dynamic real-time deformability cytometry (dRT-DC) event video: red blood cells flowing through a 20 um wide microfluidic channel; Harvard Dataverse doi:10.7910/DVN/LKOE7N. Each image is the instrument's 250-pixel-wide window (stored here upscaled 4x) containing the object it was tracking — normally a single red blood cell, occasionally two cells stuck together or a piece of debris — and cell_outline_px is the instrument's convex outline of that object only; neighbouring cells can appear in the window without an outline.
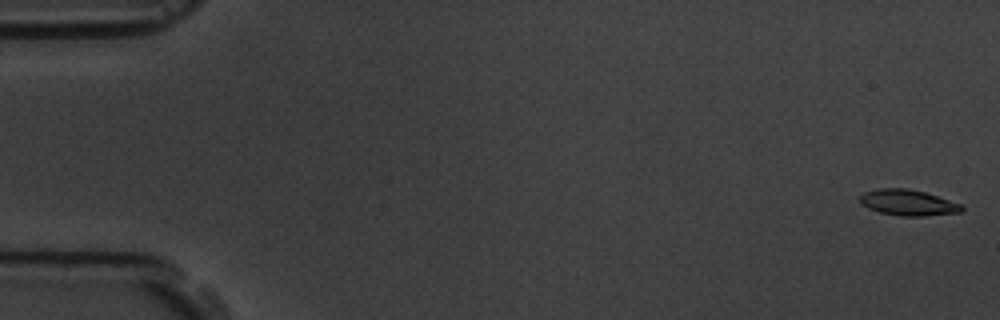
{"species": "common noctule bat (a hibernating species)", "species_latin": "Nyctalus noctula", "temperature_condition": "room temperature", "stored_images_in_passage": 10, "camera_frame_rate_fps": 3000, "um_per_image_px": 0.085, "animal": {"sex": "male", "body_mass_g": 19.5, "forearm_length_mm": 54.6}, "frame": {"image": 1, "passage_image": 1, "time_ms": 0.0, "image_size_px": [1000, 320], "cell_outline_px": [[964, 212], [924, 216], [900, 216], [880, 212], [868, 208], [860, 204], [860, 196], [864, 192], [880, 188], [908, 188], [924, 192], [964, 204]], "centroid_in_image_um": [77.22, 17.23], "position_along_channel_um": 7.8, "area_um2": 15.55}}
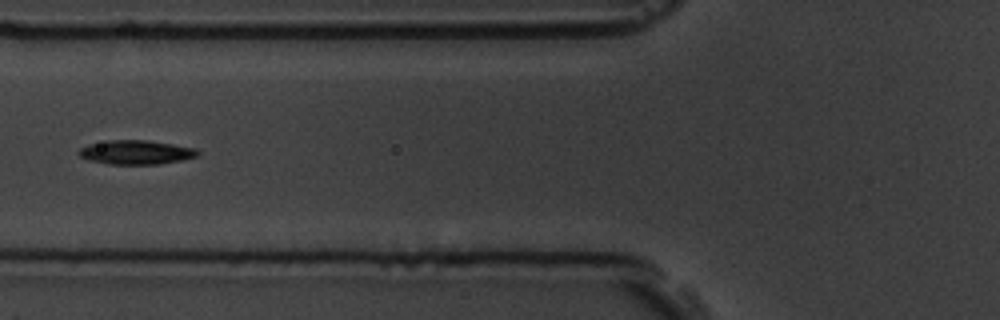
{"frame": {"image": 2, "passage_image": 7, "time_ms": 7.0, "image_size_px": [1000, 320], "cell_outline_px": [[200, 152], [196, 156], [180, 160], [160, 164], [108, 164], [88, 160], [80, 156], [76, 152], [80, 148], [88, 144], [108, 140], [148, 140], [196, 148]], "centroid_in_image_um": [11.52, 12.94], "position_along_channel_um": 114.3, "area_um2": 16.7}}
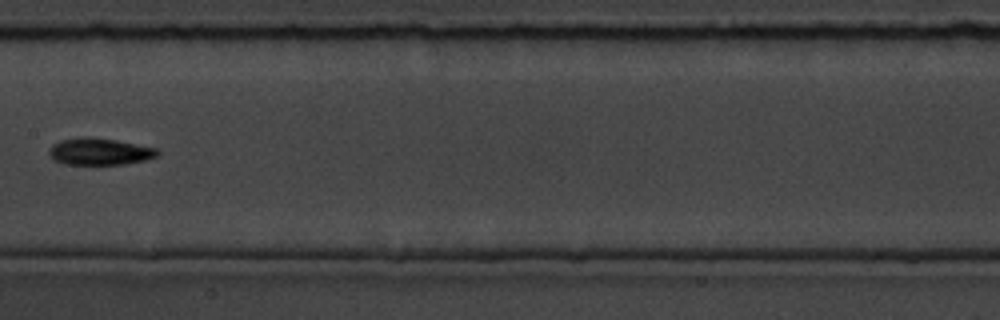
{"frame": {"image": 3, "passage_image": 9, "time_ms": 9.333, "image_size_px": [1000, 320], "cell_outline_px": [[160, 152], [156, 156], [144, 160], [124, 164], [64, 164], [52, 160], [48, 152], [48, 148], [52, 144], [60, 140], [80, 136], [88, 136], [116, 140], [156, 148]], "centroid_in_image_um": [8.39, 12.87], "position_along_channel_um": 199.0, "area_um2": 17.11}}